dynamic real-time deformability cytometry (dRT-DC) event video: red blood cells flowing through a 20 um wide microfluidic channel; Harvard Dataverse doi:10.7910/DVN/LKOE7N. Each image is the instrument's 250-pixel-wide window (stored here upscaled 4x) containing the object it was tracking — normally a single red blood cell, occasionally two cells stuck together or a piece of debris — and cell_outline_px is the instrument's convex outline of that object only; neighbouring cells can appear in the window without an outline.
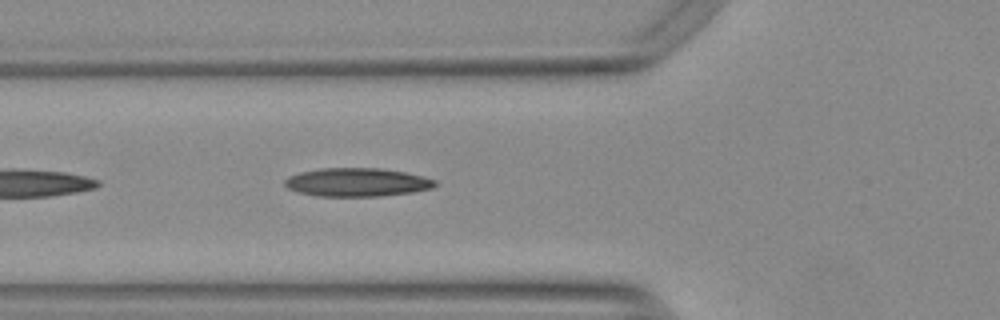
{"species": "Egyptian fruit bat (a non-hibernating species)", "species_latin": "Rousettus aegyptiacus", "temperature_condition": "warm", "stored_images_in_passage": 15, "camera_frame_rate_fps": 3000, "um_per_image_px": 0.085, "animal": {"sex": "female"}, "frame": {"image": 1, "passage_image": 5, "time_ms": 1.333, "image_size_px": [1000, 320], "cell_outline_px": [[440, 184], [432, 188], [412, 192], [380, 196], [316, 196], [296, 192], [288, 188], [284, 184], [284, 180], [288, 176], [300, 172], [320, 168], [380, 168], [404, 172], [424, 176], [436, 180]], "centroid_in_image_um": [30.35, 15.49], "position_along_channel_um": 95.5, "area_um2": 25.14}}